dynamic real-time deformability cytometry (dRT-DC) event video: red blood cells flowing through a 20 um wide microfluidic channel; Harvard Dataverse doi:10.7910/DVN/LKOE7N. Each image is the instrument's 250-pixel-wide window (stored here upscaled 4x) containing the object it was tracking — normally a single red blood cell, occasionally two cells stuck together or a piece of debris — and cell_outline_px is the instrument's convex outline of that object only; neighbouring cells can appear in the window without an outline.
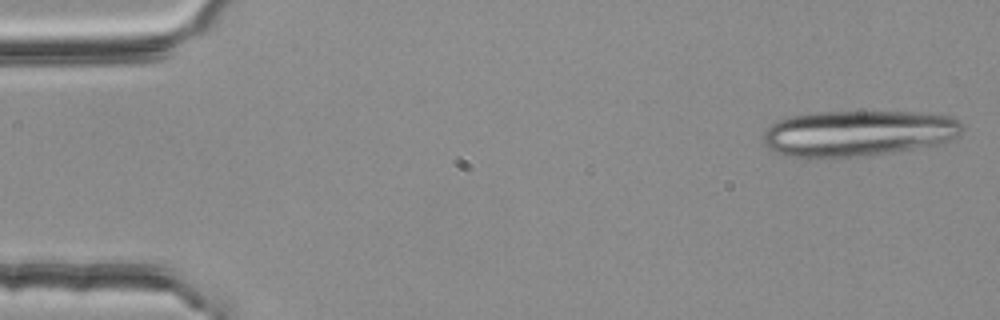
{"species": "common noctule bat (a hibernating species)", "species_latin": "Nyctalus noctula", "temperature_condition": "room temperature", "stored_images_in_passage": 52, "segment_of_instrument_passage": [1, 2], "camera_frame_rate_fps": 3000, "um_per_image_px": 0.085, "animal": {"sex": "female", "body_mass_g": 25.1}, "frame": {"image": 1, "passage_image": 1, "time_ms": 0.0, "image_size_px": [1000, 320], "cell_outline_px": [[964, 132], [952, 140], [936, 144], [892, 152], [860, 156], [784, 156], [768, 148], [760, 140], [760, 136], [772, 124], [788, 116], [816, 112], [916, 112], [952, 116], [960, 120], [964, 124]], "centroid_in_image_um": [72.97, 11.31], "position_along_channel_um": 12.0, "area_um2": 53.29}}